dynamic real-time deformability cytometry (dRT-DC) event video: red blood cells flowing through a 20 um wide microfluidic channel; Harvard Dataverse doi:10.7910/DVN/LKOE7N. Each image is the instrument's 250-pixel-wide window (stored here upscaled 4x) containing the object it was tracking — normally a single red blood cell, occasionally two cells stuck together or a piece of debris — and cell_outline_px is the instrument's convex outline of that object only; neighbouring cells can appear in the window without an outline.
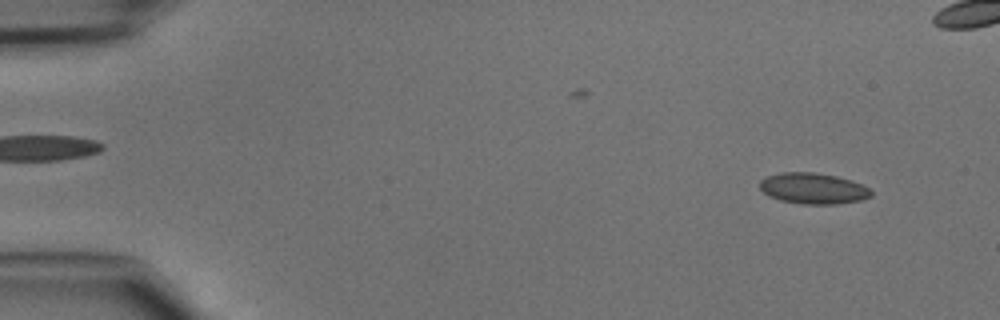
{"species": "common noctule bat (a hibernating species)", "species_latin": "Nyctalus noctula", "temperature_condition": "cold", "stored_images_in_passage": 46, "camera_frame_rate_fps": 3000, "um_per_image_px": 0.085, "animal": {"sex": "male", "body_mass_g": 15.6}, "frame": {"image": 1, "passage_image": 3, "time_ms": 0.667, "image_size_px": [1000, 320], "cell_outline_px": [[872, 196], [860, 200], [836, 204], [800, 204], [780, 200], [768, 196], [760, 188], [760, 180], [768, 176], [780, 172], [812, 172], [836, 176], [852, 180], [868, 188], [872, 192]], "centroid_in_image_um": [69.1, 16.02], "position_along_channel_um": 15.9, "area_um2": 20.06}}
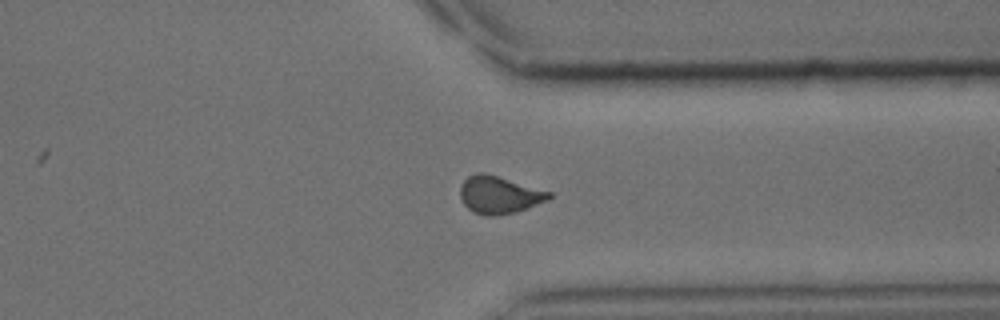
{"frame": {"image": 2, "passage_image": 35, "time_ms": 11.333, "image_size_px": [1000, 320], "cell_outline_px": [[552, 196], [548, 200], [516, 212], [492, 216], [484, 216], [472, 212], [460, 200], [460, 184], [468, 176], [476, 172], [484, 172], [552, 192]], "centroid_in_image_um": [42.4, 16.56], "position_along_channel_um": 369.0, "area_um2": 19.54}}
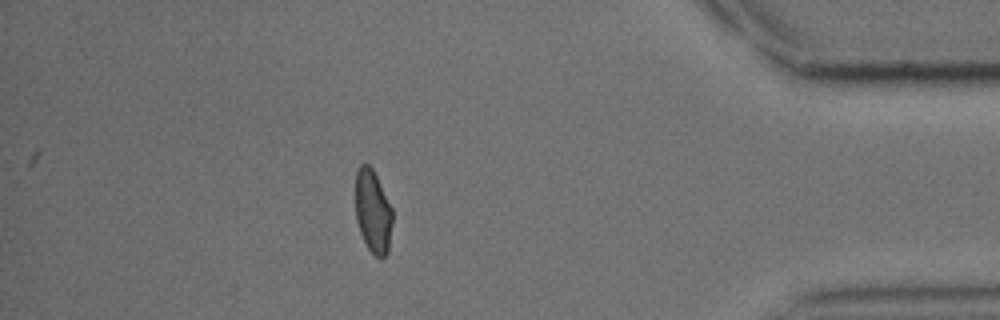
{"frame": {"image": 3, "passage_image": 40, "time_ms": 13.0, "image_size_px": [1000, 320], "cell_outline_px": [[392, 224], [388, 252], [380, 260], [368, 248], [360, 232], [356, 220], [356, 172], [360, 164], [368, 164], [372, 168], [392, 208]], "centroid_in_image_um": [31.7, 17.99], "position_along_channel_um": 403.5, "area_um2": 17.8}}